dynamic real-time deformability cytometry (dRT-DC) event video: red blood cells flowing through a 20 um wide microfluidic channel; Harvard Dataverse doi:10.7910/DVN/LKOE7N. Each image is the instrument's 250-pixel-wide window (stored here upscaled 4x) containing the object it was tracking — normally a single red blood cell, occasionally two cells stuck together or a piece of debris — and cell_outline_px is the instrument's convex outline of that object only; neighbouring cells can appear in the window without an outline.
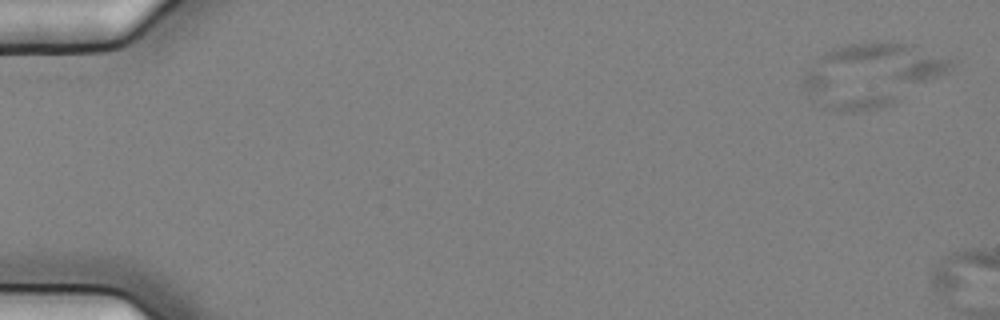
{"species": "common noctule bat (a hibernating species)", "species_latin": "Nyctalus noctula", "temperature_condition": "cold", "stored_images_in_passage": 10, "camera_frame_rate_fps": 3000, "um_per_image_px": 0.085, "animal": {"sex": "female", "body_mass_g": 25.1}, "frame": {"image": 1, "passage_image": 5, "time_ms": 1.333, "image_size_px": [1000, 320], "cell_outline_px": [[956, 64], [952, 68], [940, 76], [892, 104], [876, 108], [852, 112], [832, 108], [820, 104], [808, 96], [804, 88], [804, 76], [808, 68], [824, 52], [832, 48], [852, 44], [912, 44], [956, 60]], "centroid_in_image_um": [74.1, 6.35], "position_along_channel_um": 10.9, "area_um2": 52.94}}